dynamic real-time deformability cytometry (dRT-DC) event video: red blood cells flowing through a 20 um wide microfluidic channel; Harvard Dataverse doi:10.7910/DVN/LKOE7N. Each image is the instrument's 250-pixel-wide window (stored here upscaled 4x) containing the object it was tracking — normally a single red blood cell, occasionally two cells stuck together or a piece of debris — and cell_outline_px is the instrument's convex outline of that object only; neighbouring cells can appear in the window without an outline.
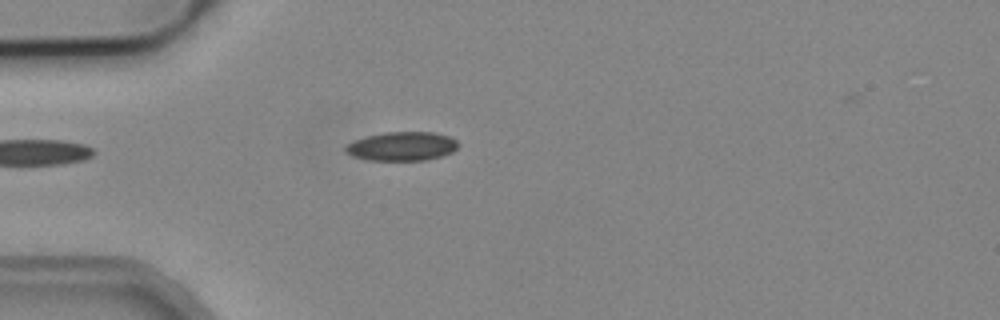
{"species": "common noctule bat (a hibernating species)", "species_latin": "Nyctalus noctula", "temperature_condition": "cold", "stored_images_in_passage": 4, "camera_frame_rate_fps": 3000, "um_per_image_px": 0.085, "animal": {"sex": "male", "body_mass_g": 19.2, "forearm_length_mm": 51.8}, "frame": {"image": 1, "passage_image": 4, "time_ms": 1.0, "image_size_px": [1000, 320], "cell_outline_px": [[460, 144], [452, 152], [440, 156], [424, 160], [368, 160], [352, 156], [344, 152], [344, 148], [352, 140], [384, 132], [436, 132], [448, 136], [456, 140]], "centroid_in_image_um": [34.14, 12.43], "position_along_channel_um": 50.9, "area_um2": 19.02}}